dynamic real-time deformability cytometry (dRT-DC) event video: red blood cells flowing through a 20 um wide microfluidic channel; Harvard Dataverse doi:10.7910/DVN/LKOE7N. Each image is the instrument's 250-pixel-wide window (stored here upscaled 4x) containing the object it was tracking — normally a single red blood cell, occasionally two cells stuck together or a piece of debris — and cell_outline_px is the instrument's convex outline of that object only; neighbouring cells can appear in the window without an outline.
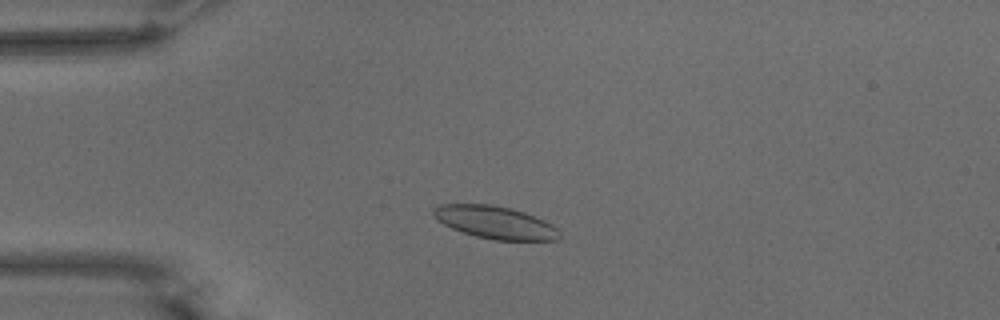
{"species": "common noctule bat (a hibernating species)", "species_latin": "Nyctalus noctula", "temperature_condition": "warm", "stored_images_in_passage": 51, "camera_frame_rate_fps": 3000, "um_per_image_px": 0.085, "animal": {"sex": "male", "body_mass_g": 15.6}, "frame": {"image": 1, "passage_image": 10, "time_ms": 3.0, "image_size_px": [1000, 320], "cell_outline_px": [[560, 236], [556, 240], [496, 240], [476, 236], [452, 228], [444, 224], [432, 212], [432, 208], [440, 204], [492, 204], [512, 208], [524, 212], [544, 220], [552, 224], [560, 232]], "centroid_in_image_um": [42.11, 18.89], "position_along_channel_um": 42.9, "area_um2": 23.76}}
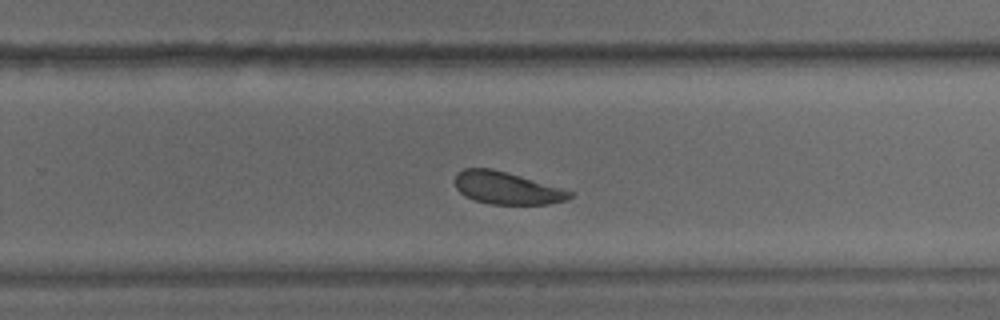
{"frame": {"image": 2, "passage_image": 32, "time_ms": 10.333, "image_size_px": [1000, 320], "cell_outline_px": [[576, 192], [568, 200], [548, 204], [488, 204], [464, 196], [456, 188], [452, 180], [456, 172], [464, 168], [492, 168]], "centroid_in_image_um": [43.04, 15.98], "position_along_channel_um": 286.8, "area_um2": 21.91}}
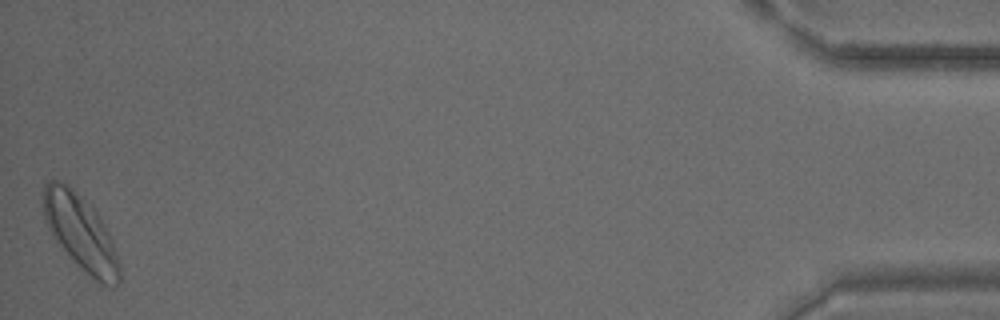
{"frame": {"image": 3, "passage_image": 51, "time_ms": 16.667, "image_size_px": [1000, 320], "cell_outline_px": [[120, 280], [116, 284], [100, 284], [52, 236], [48, 228], [44, 216], [44, 184], [48, 180], [60, 180], [68, 184], [92, 204], [108, 232], [112, 240], [120, 264]], "centroid_in_image_um": [6.86, 19.67], "position_along_channel_um": 428.3, "area_um2": 32.66}, "authors_computed_cell_mechanics": {"area_um2": 23.6402, "velocity_mm_per_s": 3.6694, "shape_relaxation_time_tau1_ms": 1.7213, "shape_relaxation_time_tau2_ms": 7.3835, "deformation_change_tau1": 0.0763, "deformation_change_tau2": 0.1582}}